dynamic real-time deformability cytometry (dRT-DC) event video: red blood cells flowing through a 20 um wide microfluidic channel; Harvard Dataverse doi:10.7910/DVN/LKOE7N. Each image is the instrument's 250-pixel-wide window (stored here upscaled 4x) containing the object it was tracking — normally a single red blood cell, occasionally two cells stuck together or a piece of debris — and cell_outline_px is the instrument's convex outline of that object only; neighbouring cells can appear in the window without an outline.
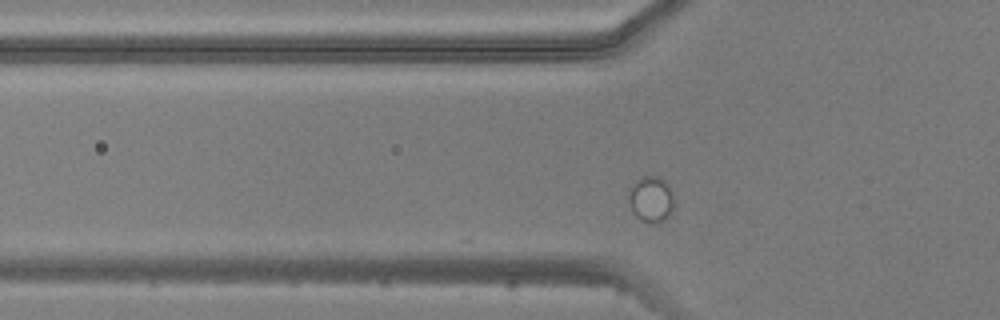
{"species": "common noctule bat (a hibernating species)", "species_latin": "Nyctalus noctula", "temperature_condition": "warm", "stored_images_in_passage": 2, "camera_frame_rate_fps": 3000, "um_per_image_px": 0.085, "animal": {"sex": "male", "body_mass_g": 20.5, "forearm_length_mm": 52.5}, "frame": {"image": 1, "passage_image": 2, "time_ms": 1.0, "image_size_px": [1000, 320], "cell_outline_px": [[672, 208], [668, 216], [664, 220], [644, 220], [636, 216], [632, 212], [628, 200], [628, 188], [636, 180], [644, 176], [656, 176], [664, 180], [668, 184], [672, 192]], "centroid_in_image_um": [55.29, 16.86], "position_along_channel_um": 70.5, "area_um2": 11.79}}